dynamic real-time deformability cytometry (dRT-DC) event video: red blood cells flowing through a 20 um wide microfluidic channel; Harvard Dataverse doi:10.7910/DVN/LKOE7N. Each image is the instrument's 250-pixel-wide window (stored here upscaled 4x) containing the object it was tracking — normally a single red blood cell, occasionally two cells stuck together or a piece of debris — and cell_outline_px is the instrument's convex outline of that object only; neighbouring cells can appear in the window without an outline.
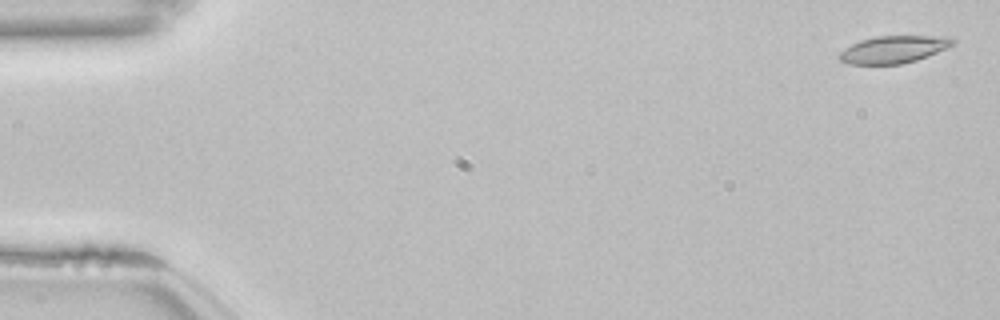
{"species": "common noctule bat (a hibernating species)", "species_latin": "Nyctalus noctula", "temperature_condition": "room temperature", "stored_images_in_passage": 54, "camera_frame_rate_fps": 3000, "um_per_image_px": 0.085, "animal": {"sex": "female", "body_mass_g": 22.7, "forearm_length_mm": 54.2}, "frame": {"image": 1, "passage_image": 2, "time_ms": 0.333, "image_size_px": [1000, 320], "cell_outline_px": [[956, 44], [948, 48], [916, 60], [900, 64], [848, 64], [840, 60], [836, 56], [844, 48], [860, 40], [876, 36], [948, 36], [956, 40]], "centroid_in_image_um": [75.97, 4.19], "position_along_channel_um": 9.0, "area_um2": 18.21}}
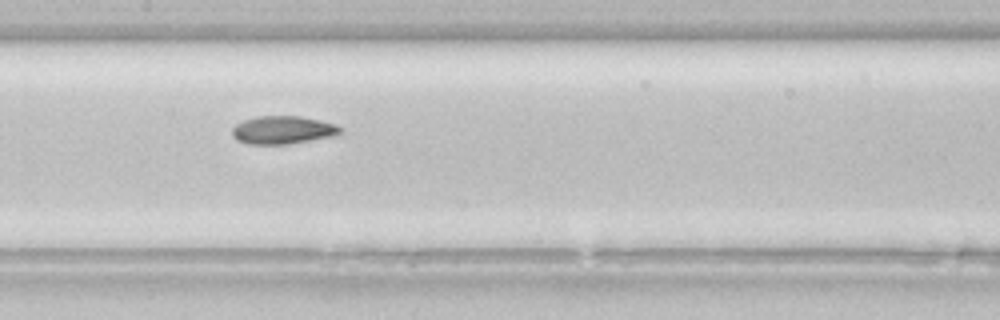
{"frame": {"image": 2, "passage_image": 27, "time_ms": 8.667, "image_size_px": [1000, 320], "cell_outline_px": [[340, 132], [332, 136], [288, 144], [248, 144], [236, 140], [232, 136], [232, 128], [236, 124], [244, 120], [256, 116], [300, 116], [320, 120], [336, 124], [340, 128]], "centroid_in_image_um": [23.99, 11.04], "position_along_channel_um": 183.4, "area_um2": 17.57}}
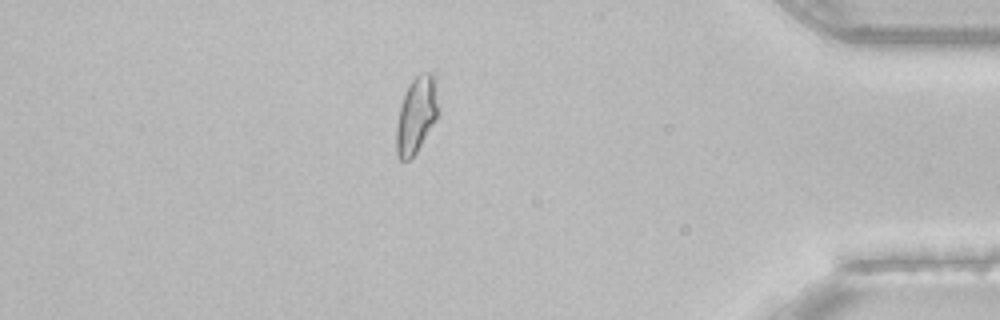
{"frame": {"image": 3, "passage_image": 47, "time_ms": 15.333, "image_size_px": [1000, 320], "cell_outline_px": [[436, 120], [416, 152], [408, 160], [400, 160], [396, 152], [396, 124], [400, 104], [408, 84], [420, 72], [432, 72], [436, 104]], "centroid_in_image_um": [35.32, 9.79], "position_along_channel_um": 399.9, "area_um2": 18.15}, "authors_computed_cell_mechanics": {"area_um2": 18.0914, "velocity_mm_per_s": 3.8465, "shape_relaxation_time_tau1_ms": 6.8051, "shape_relaxation_time_tau2_ms": 3.1353, "deformation_change_tau1": 0.185, "deformation_change_tau2": 0.0914}}